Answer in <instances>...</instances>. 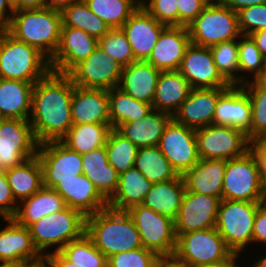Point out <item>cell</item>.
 <instances>
[{
	"label": "cell",
	"instance_id": "cell-29",
	"mask_svg": "<svg viewBox=\"0 0 266 267\" xmlns=\"http://www.w3.org/2000/svg\"><path fill=\"white\" fill-rule=\"evenodd\" d=\"M173 115L153 110L144 118L119 125L116 130L138 148L158 146Z\"/></svg>",
	"mask_w": 266,
	"mask_h": 267
},
{
	"label": "cell",
	"instance_id": "cell-54",
	"mask_svg": "<svg viewBox=\"0 0 266 267\" xmlns=\"http://www.w3.org/2000/svg\"><path fill=\"white\" fill-rule=\"evenodd\" d=\"M250 150L257 160L261 181H266V139L251 141Z\"/></svg>",
	"mask_w": 266,
	"mask_h": 267
},
{
	"label": "cell",
	"instance_id": "cell-55",
	"mask_svg": "<svg viewBox=\"0 0 266 267\" xmlns=\"http://www.w3.org/2000/svg\"><path fill=\"white\" fill-rule=\"evenodd\" d=\"M46 267H80L67 260L59 251L48 253L43 257Z\"/></svg>",
	"mask_w": 266,
	"mask_h": 267
},
{
	"label": "cell",
	"instance_id": "cell-31",
	"mask_svg": "<svg viewBox=\"0 0 266 267\" xmlns=\"http://www.w3.org/2000/svg\"><path fill=\"white\" fill-rule=\"evenodd\" d=\"M191 89L188 80L178 70L161 71L152 103L153 110L174 115Z\"/></svg>",
	"mask_w": 266,
	"mask_h": 267
},
{
	"label": "cell",
	"instance_id": "cell-60",
	"mask_svg": "<svg viewBox=\"0 0 266 267\" xmlns=\"http://www.w3.org/2000/svg\"><path fill=\"white\" fill-rule=\"evenodd\" d=\"M78 0H47V8L62 12L65 8Z\"/></svg>",
	"mask_w": 266,
	"mask_h": 267
},
{
	"label": "cell",
	"instance_id": "cell-15",
	"mask_svg": "<svg viewBox=\"0 0 266 267\" xmlns=\"http://www.w3.org/2000/svg\"><path fill=\"white\" fill-rule=\"evenodd\" d=\"M123 67L99 46L68 75L74 85L87 89L110 90L118 87Z\"/></svg>",
	"mask_w": 266,
	"mask_h": 267
},
{
	"label": "cell",
	"instance_id": "cell-61",
	"mask_svg": "<svg viewBox=\"0 0 266 267\" xmlns=\"http://www.w3.org/2000/svg\"><path fill=\"white\" fill-rule=\"evenodd\" d=\"M154 267H186V266L176 261L173 257H162L156 262Z\"/></svg>",
	"mask_w": 266,
	"mask_h": 267
},
{
	"label": "cell",
	"instance_id": "cell-32",
	"mask_svg": "<svg viewBox=\"0 0 266 267\" xmlns=\"http://www.w3.org/2000/svg\"><path fill=\"white\" fill-rule=\"evenodd\" d=\"M185 192L186 188L182 176L166 182L154 183L142 205L175 220Z\"/></svg>",
	"mask_w": 266,
	"mask_h": 267
},
{
	"label": "cell",
	"instance_id": "cell-39",
	"mask_svg": "<svg viewBox=\"0 0 266 267\" xmlns=\"http://www.w3.org/2000/svg\"><path fill=\"white\" fill-rule=\"evenodd\" d=\"M88 8L110 28H121L139 8L140 0H84Z\"/></svg>",
	"mask_w": 266,
	"mask_h": 267
},
{
	"label": "cell",
	"instance_id": "cell-7",
	"mask_svg": "<svg viewBox=\"0 0 266 267\" xmlns=\"http://www.w3.org/2000/svg\"><path fill=\"white\" fill-rule=\"evenodd\" d=\"M187 27L191 43L201 47H211L242 35L237 12L218 1L210 2Z\"/></svg>",
	"mask_w": 266,
	"mask_h": 267
},
{
	"label": "cell",
	"instance_id": "cell-28",
	"mask_svg": "<svg viewBox=\"0 0 266 267\" xmlns=\"http://www.w3.org/2000/svg\"><path fill=\"white\" fill-rule=\"evenodd\" d=\"M34 83L0 78V119L29 120Z\"/></svg>",
	"mask_w": 266,
	"mask_h": 267
},
{
	"label": "cell",
	"instance_id": "cell-5",
	"mask_svg": "<svg viewBox=\"0 0 266 267\" xmlns=\"http://www.w3.org/2000/svg\"><path fill=\"white\" fill-rule=\"evenodd\" d=\"M28 228L35 248L44 257L48 253L60 251L69 242L83 236L86 233V216L66 206L32 223Z\"/></svg>",
	"mask_w": 266,
	"mask_h": 267
},
{
	"label": "cell",
	"instance_id": "cell-65",
	"mask_svg": "<svg viewBox=\"0 0 266 267\" xmlns=\"http://www.w3.org/2000/svg\"><path fill=\"white\" fill-rule=\"evenodd\" d=\"M259 203L266 207V181H262L261 198Z\"/></svg>",
	"mask_w": 266,
	"mask_h": 267
},
{
	"label": "cell",
	"instance_id": "cell-9",
	"mask_svg": "<svg viewBox=\"0 0 266 267\" xmlns=\"http://www.w3.org/2000/svg\"><path fill=\"white\" fill-rule=\"evenodd\" d=\"M127 212L137 227L144 248L155 252L160 258L173 257L177 244L173 219L142 204Z\"/></svg>",
	"mask_w": 266,
	"mask_h": 267
},
{
	"label": "cell",
	"instance_id": "cell-27",
	"mask_svg": "<svg viewBox=\"0 0 266 267\" xmlns=\"http://www.w3.org/2000/svg\"><path fill=\"white\" fill-rule=\"evenodd\" d=\"M161 71L147 61L124 66L118 87L135 100L152 104Z\"/></svg>",
	"mask_w": 266,
	"mask_h": 267
},
{
	"label": "cell",
	"instance_id": "cell-36",
	"mask_svg": "<svg viewBox=\"0 0 266 267\" xmlns=\"http://www.w3.org/2000/svg\"><path fill=\"white\" fill-rule=\"evenodd\" d=\"M111 129L110 124H75L60 141L71 150L83 155L105 146Z\"/></svg>",
	"mask_w": 266,
	"mask_h": 267
},
{
	"label": "cell",
	"instance_id": "cell-43",
	"mask_svg": "<svg viewBox=\"0 0 266 267\" xmlns=\"http://www.w3.org/2000/svg\"><path fill=\"white\" fill-rule=\"evenodd\" d=\"M243 88L251 102L252 124L246 134L251 142L256 139H266V88L254 80L245 82Z\"/></svg>",
	"mask_w": 266,
	"mask_h": 267
},
{
	"label": "cell",
	"instance_id": "cell-56",
	"mask_svg": "<svg viewBox=\"0 0 266 267\" xmlns=\"http://www.w3.org/2000/svg\"><path fill=\"white\" fill-rule=\"evenodd\" d=\"M13 0H0V29H4L14 14Z\"/></svg>",
	"mask_w": 266,
	"mask_h": 267
},
{
	"label": "cell",
	"instance_id": "cell-23",
	"mask_svg": "<svg viewBox=\"0 0 266 267\" xmlns=\"http://www.w3.org/2000/svg\"><path fill=\"white\" fill-rule=\"evenodd\" d=\"M225 89H191L187 99L174 113L173 119L177 123L194 129L213 124L217 101Z\"/></svg>",
	"mask_w": 266,
	"mask_h": 267
},
{
	"label": "cell",
	"instance_id": "cell-22",
	"mask_svg": "<svg viewBox=\"0 0 266 267\" xmlns=\"http://www.w3.org/2000/svg\"><path fill=\"white\" fill-rule=\"evenodd\" d=\"M190 44L187 26H166L147 62L160 71L179 70L185 50Z\"/></svg>",
	"mask_w": 266,
	"mask_h": 267
},
{
	"label": "cell",
	"instance_id": "cell-16",
	"mask_svg": "<svg viewBox=\"0 0 266 267\" xmlns=\"http://www.w3.org/2000/svg\"><path fill=\"white\" fill-rule=\"evenodd\" d=\"M220 201L217 197L186 191L174 220L176 236L214 228Z\"/></svg>",
	"mask_w": 266,
	"mask_h": 267
},
{
	"label": "cell",
	"instance_id": "cell-14",
	"mask_svg": "<svg viewBox=\"0 0 266 267\" xmlns=\"http://www.w3.org/2000/svg\"><path fill=\"white\" fill-rule=\"evenodd\" d=\"M158 147L181 176L200 160L196 129L177 123L174 119L166 126Z\"/></svg>",
	"mask_w": 266,
	"mask_h": 267
},
{
	"label": "cell",
	"instance_id": "cell-51",
	"mask_svg": "<svg viewBox=\"0 0 266 267\" xmlns=\"http://www.w3.org/2000/svg\"><path fill=\"white\" fill-rule=\"evenodd\" d=\"M18 202L15 200L6 173L0 170V217L11 218L17 209Z\"/></svg>",
	"mask_w": 266,
	"mask_h": 267
},
{
	"label": "cell",
	"instance_id": "cell-2",
	"mask_svg": "<svg viewBox=\"0 0 266 267\" xmlns=\"http://www.w3.org/2000/svg\"><path fill=\"white\" fill-rule=\"evenodd\" d=\"M86 234L107 258L142 248L140 234L127 211L105 207L86 217Z\"/></svg>",
	"mask_w": 266,
	"mask_h": 267
},
{
	"label": "cell",
	"instance_id": "cell-6",
	"mask_svg": "<svg viewBox=\"0 0 266 267\" xmlns=\"http://www.w3.org/2000/svg\"><path fill=\"white\" fill-rule=\"evenodd\" d=\"M259 205V202L222 199L218 207L215 228L226 245L243 257L248 255L245 252L251 251L254 218Z\"/></svg>",
	"mask_w": 266,
	"mask_h": 267
},
{
	"label": "cell",
	"instance_id": "cell-35",
	"mask_svg": "<svg viewBox=\"0 0 266 267\" xmlns=\"http://www.w3.org/2000/svg\"><path fill=\"white\" fill-rule=\"evenodd\" d=\"M110 125L116 129L119 125L137 121L153 111V105L135 100L119 87L108 90Z\"/></svg>",
	"mask_w": 266,
	"mask_h": 267
},
{
	"label": "cell",
	"instance_id": "cell-30",
	"mask_svg": "<svg viewBox=\"0 0 266 267\" xmlns=\"http://www.w3.org/2000/svg\"><path fill=\"white\" fill-rule=\"evenodd\" d=\"M66 207L63 197L54 189L43 186L31 197L18 202L11 217L17 224L29 227L41 218Z\"/></svg>",
	"mask_w": 266,
	"mask_h": 267
},
{
	"label": "cell",
	"instance_id": "cell-40",
	"mask_svg": "<svg viewBox=\"0 0 266 267\" xmlns=\"http://www.w3.org/2000/svg\"><path fill=\"white\" fill-rule=\"evenodd\" d=\"M59 252L80 267H107V257L97 249L86 233L66 244Z\"/></svg>",
	"mask_w": 266,
	"mask_h": 267
},
{
	"label": "cell",
	"instance_id": "cell-67",
	"mask_svg": "<svg viewBox=\"0 0 266 267\" xmlns=\"http://www.w3.org/2000/svg\"><path fill=\"white\" fill-rule=\"evenodd\" d=\"M241 259H242V255L230 267H245L246 262H244L245 261L244 258L242 260ZM240 260H241V262H240ZM246 267H248V266H246Z\"/></svg>",
	"mask_w": 266,
	"mask_h": 267
},
{
	"label": "cell",
	"instance_id": "cell-33",
	"mask_svg": "<svg viewBox=\"0 0 266 267\" xmlns=\"http://www.w3.org/2000/svg\"><path fill=\"white\" fill-rule=\"evenodd\" d=\"M152 183L135 167L119 174V185L108 201V207L119 211L141 205L150 191Z\"/></svg>",
	"mask_w": 266,
	"mask_h": 267
},
{
	"label": "cell",
	"instance_id": "cell-34",
	"mask_svg": "<svg viewBox=\"0 0 266 267\" xmlns=\"http://www.w3.org/2000/svg\"><path fill=\"white\" fill-rule=\"evenodd\" d=\"M5 173L17 202L31 197L43 187V170L37 155L5 170Z\"/></svg>",
	"mask_w": 266,
	"mask_h": 267
},
{
	"label": "cell",
	"instance_id": "cell-62",
	"mask_svg": "<svg viewBox=\"0 0 266 267\" xmlns=\"http://www.w3.org/2000/svg\"><path fill=\"white\" fill-rule=\"evenodd\" d=\"M241 255L233 253L227 260L209 264V267H230Z\"/></svg>",
	"mask_w": 266,
	"mask_h": 267
},
{
	"label": "cell",
	"instance_id": "cell-42",
	"mask_svg": "<svg viewBox=\"0 0 266 267\" xmlns=\"http://www.w3.org/2000/svg\"><path fill=\"white\" fill-rule=\"evenodd\" d=\"M213 60L221 76L230 85H239L238 39L224 41L210 47Z\"/></svg>",
	"mask_w": 266,
	"mask_h": 267
},
{
	"label": "cell",
	"instance_id": "cell-50",
	"mask_svg": "<svg viewBox=\"0 0 266 267\" xmlns=\"http://www.w3.org/2000/svg\"><path fill=\"white\" fill-rule=\"evenodd\" d=\"M209 3L208 0H178V26H188Z\"/></svg>",
	"mask_w": 266,
	"mask_h": 267
},
{
	"label": "cell",
	"instance_id": "cell-57",
	"mask_svg": "<svg viewBox=\"0 0 266 267\" xmlns=\"http://www.w3.org/2000/svg\"><path fill=\"white\" fill-rule=\"evenodd\" d=\"M15 11L47 8V0H13Z\"/></svg>",
	"mask_w": 266,
	"mask_h": 267
},
{
	"label": "cell",
	"instance_id": "cell-45",
	"mask_svg": "<svg viewBox=\"0 0 266 267\" xmlns=\"http://www.w3.org/2000/svg\"><path fill=\"white\" fill-rule=\"evenodd\" d=\"M98 46L122 67L136 61L132 47L122 28H111L98 40Z\"/></svg>",
	"mask_w": 266,
	"mask_h": 267
},
{
	"label": "cell",
	"instance_id": "cell-64",
	"mask_svg": "<svg viewBox=\"0 0 266 267\" xmlns=\"http://www.w3.org/2000/svg\"><path fill=\"white\" fill-rule=\"evenodd\" d=\"M258 85L261 87L266 88V63L264 68L262 69L261 73L255 78L254 80Z\"/></svg>",
	"mask_w": 266,
	"mask_h": 267
},
{
	"label": "cell",
	"instance_id": "cell-26",
	"mask_svg": "<svg viewBox=\"0 0 266 267\" xmlns=\"http://www.w3.org/2000/svg\"><path fill=\"white\" fill-rule=\"evenodd\" d=\"M227 160L200 159L182 178L186 191L217 197L222 200V185Z\"/></svg>",
	"mask_w": 266,
	"mask_h": 267
},
{
	"label": "cell",
	"instance_id": "cell-59",
	"mask_svg": "<svg viewBox=\"0 0 266 267\" xmlns=\"http://www.w3.org/2000/svg\"><path fill=\"white\" fill-rule=\"evenodd\" d=\"M249 36L253 39L262 56L266 59V29L255 31Z\"/></svg>",
	"mask_w": 266,
	"mask_h": 267
},
{
	"label": "cell",
	"instance_id": "cell-66",
	"mask_svg": "<svg viewBox=\"0 0 266 267\" xmlns=\"http://www.w3.org/2000/svg\"><path fill=\"white\" fill-rule=\"evenodd\" d=\"M32 264L20 263V264H0V267H33Z\"/></svg>",
	"mask_w": 266,
	"mask_h": 267
},
{
	"label": "cell",
	"instance_id": "cell-53",
	"mask_svg": "<svg viewBox=\"0 0 266 267\" xmlns=\"http://www.w3.org/2000/svg\"><path fill=\"white\" fill-rule=\"evenodd\" d=\"M109 164L105 146L82 155V169L106 168Z\"/></svg>",
	"mask_w": 266,
	"mask_h": 267
},
{
	"label": "cell",
	"instance_id": "cell-37",
	"mask_svg": "<svg viewBox=\"0 0 266 267\" xmlns=\"http://www.w3.org/2000/svg\"><path fill=\"white\" fill-rule=\"evenodd\" d=\"M134 167L152 184L166 182L179 175L158 146L138 148Z\"/></svg>",
	"mask_w": 266,
	"mask_h": 267
},
{
	"label": "cell",
	"instance_id": "cell-11",
	"mask_svg": "<svg viewBox=\"0 0 266 267\" xmlns=\"http://www.w3.org/2000/svg\"><path fill=\"white\" fill-rule=\"evenodd\" d=\"M37 150L29 120L0 119V170L19 166L35 157Z\"/></svg>",
	"mask_w": 266,
	"mask_h": 267
},
{
	"label": "cell",
	"instance_id": "cell-1",
	"mask_svg": "<svg viewBox=\"0 0 266 267\" xmlns=\"http://www.w3.org/2000/svg\"><path fill=\"white\" fill-rule=\"evenodd\" d=\"M74 83L68 74L51 71L34 84L29 122L38 144L60 141L72 124Z\"/></svg>",
	"mask_w": 266,
	"mask_h": 267
},
{
	"label": "cell",
	"instance_id": "cell-68",
	"mask_svg": "<svg viewBox=\"0 0 266 267\" xmlns=\"http://www.w3.org/2000/svg\"><path fill=\"white\" fill-rule=\"evenodd\" d=\"M33 267H46L43 263L39 265H34Z\"/></svg>",
	"mask_w": 266,
	"mask_h": 267
},
{
	"label": "cell",
	"instance_id": "cell-44",
	"mask_svg": "<svg viewBox=\"0 0 266 267\" xmlns=\"http://www.w3.org/2000/svg\"><path fill=\"white\" fill-rule=\"evenodd\" d=\"M239 47V85L255 80L261 73L266 59L262 56L255 42L249 35L238 38ZM252 75V76H251Z\"/></svg>",
	"mask_w": 266,
	"mask_h": 267
},
{
	"label": "cell",
	"instance_id": "cell-18",
	"mask_svg": "<svg viewBox=\"0 0 266 267\" xmlns=\"http://www.w3.org/2000/svg\"><path fill=\"white\" fill-rule=\"evenodd\" d=\"M192 89L228 88L230 84L221 76L214 63L210 47L190 44L178 70Z\"/></svg>",
	"mask_w": 266,
	"mask_h": 267
},
{
	"label": "cell",
	"instance_id": "cell-25",
	"mask_svg": "<svg viewBox=\"0 0 266 267\" xmlns=\"http://www.w3.org/2000/svg\"><path fill=\"white\" fill-rule=\"evenodd\" d=\"M72 124H110L107 90L74 85L71 101Z\"/></svg>",
	"mask_w": 266,
	"mask_h": 267
},
{
	"label": "cell",
	"instance_id": "cell-8",
	"mask_svg": "<svg viewBox=\"0 0 266 267\" xmlns=\"http://www.w3.org/2000/svg\"><path fill=\"white\" fill-rule=\"evenodd\" d=\"M233 253L214 227L179 235L173 258L186 267H201L227 260Z\"/></svg>",
	"mask_w": 266,
	"mask_h": 267
},
{
	"label": "cell",
	"instance_id": "cell-41",
	"mask_svg": "<svg viewBox=\"0 0 266 267\" xmlns=\"http://www.w3.org/2000/svg\"><path fill=\"white\" fill-rule=\"evenodd\" d=\"M107 158L118 174L134 167L138 147L116 129H111L106 141Z\"/></svg>",
	"mask_w": 266,
	"mask_h": 267
},
{
	"label": "cell",
	"instance_id": "cell-48",
	"mask_svg": "<svg viewBox=\"0 0 266 267\" xmlns=\"http://www.w3.org/2000/svg\"><path fill=\"white\" fill-rule=\"evenodd\" d=\"M178 0H142L140 5L158 22L178 26Z\"/></svg>",
	"mask_w": 266,
	"mask_h": 267
},
{
	"label": "cell",
	"instance_id": "cell-17",
	"mask_svg": "<svg viewBox=\"0 0 266 267\" xmlns=\"http://www.w3.org/2000/svg\"><path fill=\"white\" fill-rule=\"evenodd\" d=\"M1 221L6 224L0 226V264H42L43 256L35 248L29 228L12 218Z\"/></svg>",
	"mask_w": 266,
	"mask_h": 267
},
{
	"label": "cell",
	"instance_id": "cell-24",
	"mask_svg": "<svg viewBox=\"0 0 266 267\" xmlns=\"http://www.w3.org/2000/svg\"><path fill=\"white\" fill-rule=\"evenodd\" d=\"M54 189L63 197L66 206L79 210L86 217L108 207V201L84 174L60 180Z\"/></svg>",
	"mask_w": 266,
	"mask_h": 267
},
{
	"label": "cell",
	"instance_id": "cell-38",
	"mask_svg": "<svg viewBox=\"0 0 266 267\" xmlns=\"http://www.w3.org/2000/svg\"><path fill=\"white\" fill-rule=\"evenodd\" d=\"M61 15L62 26L79 28L98 40L111 29L88 8L84 0L73 2L61 12Z\"/></svg>",
	"mask_w": 266,
	"mask_h": 267
},
{
	"label": "cell",
	"instance_id": "cell-19",
	"mask_svg": "<svg viewBox=\"0 0 266 267\" xmlns=\"http://www.w3.org/2000/svg\"><path fill=\"white\" fill-rule=\"evenodd\" d=\"M97 47L98 39L85 31L62 26L58 49L50 60L51 70L59 74H69L78 64L87 59Z\"/></svg>",
	"mask_w": 266,
	"mask_h": 267
},
{
	"label": "cell",
	"instance_id": "cell-21",
	"mask_svg": "<svg viewBox=\"0 0 266 267\" xmlns=\"http://www.w3.org/2000/svg\"><path fill=\"white\" fill-rule=\"evenodd\" d=\"M213 124L231 126L247 134L252 124L251 102L242 85H230L216 104Z\"/></svg>",
	"mask_w": 266,
	"mask_h": 267
},
{
	"label": "cell",
	"instance_id": "cell-52",
	"mask_svg": "<svg viewBox=\"0 0 266 267\" xmlns=\"http://www.w3.org/2000/svg\"><path fill=\"white\" fill-rule=\"evenodd\" d=\"M253 244H255L257 247L258 245L259 247H262L263 245L266 246V207L262 206L261 204L258 206V210L254 218L252 247H250V249L255 246Z\"/></svg>",
	"mask_w": 266,
	"mask_h": 267
},
{
	"label": "cell",
	"instance_id": "cell-10",
	"mask_svg": "<svg viewBox=\"0 0 266 267\" xmlns=\"http://www.w3.org/2000/svg\"><path fill=\"white\" fill-rule=\"evenodd\" d=\"M261 190L259 166L251 150L227 160L222 185L223 200L260 202Z\"/></svg>",
	"mask_w": 266,
	"mask_h": 267
},
{
	"label": "cell",
	"instance_id": "cell-12",
	"mask_svg": "<svg viewBox=\"0 0 266 267\" xmlns=\"http://www.w3.org/2000/svg\"><path fill=\"white\" fill-rule=\"evenodd\" d=\"M200 159L230 160L250 150L247 135L231 126L208 125L196 129Z\"/></svg>",
	"mask_w": 266,
	"mask_h": 267
},
{
	"label": "cell",
	"instance_id": "cell-46",
	"mask_svg": "<svg viewBox=\"0 0 266 267\" xmlns=\"http://www.w3.org/2000/svg\"><path fill=\"white\" fill-rule=\"evenodd\" d=\"M160 257L144 247L116 253L107 258V267H154Z\"/></svg>",
	"mask_w": 266,
	"mask_h": 267
},
{
	"label": "cell",
	"instance_id": "cell-20",
	"mask_svg": "<svg viewBox=\"0 0 266 267\" xmlns=\"http://www.w3.org/2000/svg\"><path fill=\"white\" fill-rule=\"evenodd\" d=\"M166 27L158 22L141 5L121 27L132 47L136 61H147L159 35Z\"/></svg>",
	"mask_w": 266,
	"mask_h": 267
},
{
	"label": "cell",
	"instance_id": "cell-4",
	"mask_svg": "<svg viewBox=\"0 0 266 267\" xmlns=\"http://www.w3.org/2000/svg\"><path fill=\"white\" fill-rule=\"evenodd\" d=\"M51 71L50 60L38 49L0 29V78L35 84Z\"/></svg>",
	"mask_w": 266,
	"mask_h": 267
},
{
	"label": "cell",
	"instance_id": "cell-58",
	"mask_svg": "<svg viewBox=\"0 0 266 267\" xmlns=\"http://www.w3.org/2000/svg\"><path fill=\"white\" fill-rule=\"evenodd\" d=\"M220 4L238 12L243 8L266 3V0H217Z\"/></svg>",
	"mask_w": 266,
	"mask_h": 267
},
{
	"label": "cell",
	"instance_id": "cell-49",
	"mask_svg": "<svg viewBox=\"0 0 266 267\" xmlns=\"http://www.w3.org/2000/svg\"><path fill=\"white\" fill-rule=\"evenodd\" d=\"M237 14L242 35L266 29V3L243 8Z\"/></svg>",
	"mask_w": 266,
	"mask_h": 267
},
{
	"label": "cell",
	"instance_id": "cell-47",
	"mask_svg": "<svg viewBox=\"0 0 266 267\" xmlns=\"http://www.w3.org/2000/svg\"><path fill=\"white\" fill-rule=\"evenodd\" d=\"M82 171L107 201L113 197L119 185V174L112 165L107 164L106 168L82 169Z\"/></svg>",
	"mask_w": 266,
	"mask_h": 267
},
{
	"label": "cell",
	"instance_id": "cell-3",
	"mask_svg": "<svg viewBox=\"0 0 266 267\" xmlns=\"http://www.w3.org/2000/svg\"><path fill=\"white\" fill-rule=\"evenodd\" d=\"M61 12L50 8L14 11L4 28L15 39L38 49L49 60L56 53L61 37Z\"/></svg>",
	"mask_w": 266,
	"mask_h": 267
},
{
	"label": "cell",
	"instance_id": "cell-13",
	"mask_svg": "<svg viewBox=\"0 0 266 267\" xmlns=\"http://www.w3.org/2000/svg\"><path fill=\"white\" fill-rule=\"evenodd\" d=\"M37 156L43 170V186L54 188L60 180L83 174L82 155L61 141L38 144Z\"/></svg>",
	"mask_w": 266,
	"mask_h": 267
},
{
	"label": "cell",
	"instance_id": "cell-63",
	"mask_svg": "<svg viewBox=\"0 0 266 267\" xmlns=\"http://www.w3.org/2000/svg\"><path fill=\"white\" fill-rule=\"evenodd\" d=\"M265 252L266 251H264V254H265ZM264 254H263V256L258 255L256 258L254 257V260L253 259L248 260V262H247V265L249 263L248 267H266V255L264 256Z\"/></svg>",
	"mask_w": 266,
	"mask_h": 267
}]
</instances>
